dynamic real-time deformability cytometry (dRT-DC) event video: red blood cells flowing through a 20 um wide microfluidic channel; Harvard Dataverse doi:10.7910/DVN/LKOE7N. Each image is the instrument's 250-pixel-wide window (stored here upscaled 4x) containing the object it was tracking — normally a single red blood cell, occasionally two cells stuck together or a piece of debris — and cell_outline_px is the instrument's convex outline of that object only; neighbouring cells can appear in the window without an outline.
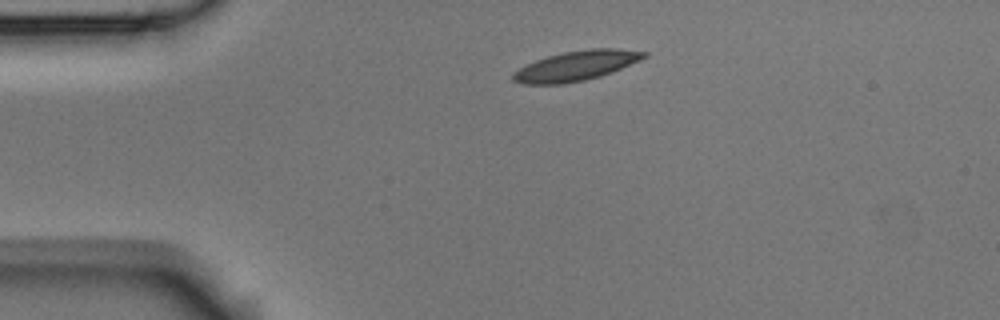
{"species": "Egyptian fruit bat (a non-hibernating species)", "species_latin": "Rousettus aegyptiacus", "temperature_condition": "room temperature", "stored_images_in_passage": 2, "camera_frame_rate_fps": 3000, "um_per_image_px": 0.085, "animal": {"sex": "male"}, "frame": {"image": 1, "passage_image": 1, "time_ms": 0.0, "image_size_px": [1000, 320], "cell_outline_px": [[648, 56], [640, 60], [612, 72], [600, 76], [584, 80], [564, 84], [524, 84], [512, 80], [512, 72], [536, 60], [548, 56], [564, 52], [588, 48], [616, 48], [648, 52]], "centroid_in_image_um": [48.99, 5.59], "position_along_channel_um": 36.0, "area_um2": 22.72}}